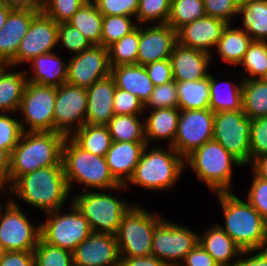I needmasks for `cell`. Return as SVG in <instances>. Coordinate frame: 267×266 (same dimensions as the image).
Here are the masks:
<instances>
[{
  "instance_id": "obj_65",
  "label": "cell",
  "mask_w": 267,
  "mask_h": 266,
  "mask_svg": "<svg viewBox=\"0 0 267 266\" xmlns=\"http://www.w3.org/2000/svg\"><path fill=\"white\" fill-rule=\"evenodd\" d=\"M165 266H182V264H165Z\"/></svg>"
},
{
  "instance_id": "obj_15",
  "label": "cell",
  "mask_w": 267,
  "mask_h": 266,
  "mask_svg": "<svg viewBox=\"0 0 267 266\" xmlns=\"http://www.w3.org/2000/svg\"><path fill=\"white\" fill-rule=\"evenodd\" d=\"M86 109L87 89L61 84L54 105V132L70 137L85 124Z\"/></svg>"
},
{
  "instance_id": "obj_6",
  "label": "cell",
  "mask_w": 267,
  "mask_h": 266,
  "mask_svg": "<svg viewBox=\"0 0 267 266\" xmlns=\"http://www.w3.org/2000/svg\"><path fill=\"white\" fill-rule=\"evenodd\" d=\"M184 163L196 173L214 193L230 192L232 165L243 164L225 150L219 142L208 141L184 158Z\"/></svg>"
},
{
  "instance_id": "obj_12",
  "label": "cell",
  "mask_w": 267,
  "mask_h": 266,
  "mask_svg": "<svg viewBox=\"0 0 267 266\" xmlns=\"http://www.w3.org/2000/svg\"><path fill=\"white\" fill-rule=\"evenodd\" d=\"M56 95L57 87L27 82L18 109L25 121H21L23 132H54Z\"/></svg>"
},
{
  "instance_id": "obj_49",
  "label": "cell",
  "mask_w": 267,
  "mask_h": 266,
  "mask_svg": "<svg viewBox=\"0 0 267 266\" xmlns=\"http://www.w3.org/2000/svg\"><path fill=\"white\" fill-rule=\"evenodd\" d=\"M113 107L115 114L118 115H142L144 111V104L132 93L121 90L116 87L114 98H113Z\"/></svg>"
},
{
  "instance_id": "obj_30",
  "label": "cell",
  "mask_w": 267,
  "mask_h": 266,
  "mask_svg": "<svg viewBox=\"0 0 267 266\" xmlns=\"http://www.w3.org/2000/svg\"><path fill=\"white\" fill-rule=\"evenodd\" d=\"M230 26L224 28L216 47L222 61L236 66L243 60L252 39L243 29Z\"/></svg>"
},
{
  "instance_id": "obj_5",
  "label": "cell",
  "mask_w": 267,
  "mask_h": 266,
  "mask_svg": "<svg viewBox=\"0 0 267 266\" xmlns=\"http://www.w3.org/2000/svg\"><path fill=\"white\" fill-rule=\"evenodd\" d=\"M168 151L146 145L133 176L125 185L134 184L145 190H168L179 180L185 165L184 158L171 146Z\"/></svg>"
},
{
  "instance_id": "obj_31",
  "label": "cell",
  "mask_w": 267,
  "mask_h": 266,
  "mask_svg": "<svg viewBox=\"0 0 267 266\" xmlns=\"http://www.w3.org/2000/svg\"><path fill=\"white\" fill-rule=\"evenodd\" d=\"M67 23L77 28L92 45H101L103 14L92 0L86 1Z\"/></svg>"
},
{
  "instance_id": "obj_47",
  "label": "cell",
  "mask_w": 267,
  "mask_h": 266,
  "mask_svg": "<svg viewBox=\"0 0 267 266\" xmlns=\"http://www.w3.org/2000/svg\"><path fill=\"white\" fill-rule=\"evenodd\" d=\"M74 54L89 49L91 42L75 27L67 22L58 23V43Z\"/></svg>"
},
{
  "instance_id": "obj_24",
  "label": "cell",
  "mask_w": 267,
  "mask_h": 266,
  "mask_svg": "<svg viewBox=\"0 0 267 266\" xmlns=\"http://www.w3.org/2000/svg\"><path fill=\"white\" fill-rule=\"evenodd\" d=\"M146 142L112 141L105 155L109 170L120 185H126L133 176Z\"/></svg>"
},
{
  "instance_id": "obj_23",
  "label": "cell",
  "mask_w": 267,
  "mask_h": 266,
  "mask_svg": "<svg viewBox=\"0 0 267 266\" xmlns=\"http://www.w3.org/2000/svg\"><path fill=\"white\" fill-rule=\"evenodd\" d=\"M116 84L111 75L96 81L87 88L85 123L106 126L115 115L113 98Z\"/></svg>"
},
{
  "instance_id": "obj_26",
  "label": "cell",
  "mask_w": 267,
  "mask_h": 266,
  "mask_svg": "<svg viewBox=\"0 0 267 266\" xmlns=\"http://www.w3.org/2000/svg\"><path fill=\"white\" fill-rule=\"evenodd\" d=\"M198 243L214 258L220 266H234L232 257L242 256V249L224 230L215 224L198 236ZM237 255V256H236Z\"/></svg>"
},
{
  "instance_id": "obj_62",
  "label": "cell",
  "mask_w": 267,
  "mask_h": 266,
  "mask_svg": "<svg viewBox=\"0 0 267 266\" xmlns=\"http://www.w3.org/2000/svg\"><path fill=\"white\" fill-rule=\"evenodd\" d=\"M9 65L8 62L0 59V76Z\"/></svg>"
},
{
  "instance_id": "obj_46",
  "label": "cell",
  "mask_w": 267,
  "mask_h": 266,
  "mask_svg": "<svg viewBox=\"0 0 267 266\" xmlns=\"http://www.w3.org/2000/svg\"><path fill=\"white\" fill-rule=\"evenodd\" d=\"M23 134L20 120L7 113H0V149L10 153L18 145Z\"/></svg>"
},
{
  "instance_id": "obj_52",
  "label": "cell",
  "mask_w": 267,
  "mask_h": 266,
  "mask_svg": "<svg viewBox=\"0 0 267 266\" xmlns=\"http://www.w3.org/2000/svg\"><path fill=\"white\" fill-rule=\"evenodd\" d=\"M206 16L214 17L231 24L239 7L233 0H203Z\"/></svg>"
},
{
  "instance_id": "obj_54",
  "label": "cell",
  "mask_w": 267,
  "mask_h": 266,
  "mask_svg": "<svg viewBox=\"0 0 267 266\" xmlns=\"http://www.w3.org/2000/svg\"><path fill=\"white\" fill-rule=\"evenodd\" d=\"M0 266H34L33 251L0 252Z\"/></svg>"
},
{
  "instance_id": "obj_32",
  "label": "cell",
  "mask_w": 267,
  "mask_h": 266,
  "mask_svg": "<svg viewBox=\"0 0 267 266\" xmlns=\"http://www.w3.org/2000/svg\"><path fill=\"white\" fill-rule=\"evenodd\" d=\"M242 28L252 40L267 41V0H251L239 6Z\"/></svg>"
},
{
  "instance_id": "obj_33",
  "label": "cell",
  "mask_w": 267,
  "mask_h": 266,
  "mask_svg": "<svg viewBox=\"0 0 267 266\" xmlns=\"http://www.w3.org/2000/svg\"><path fill=\"white\" fill-rule=\"evenodd\" d=\"M242 80V110L251 120L267 116V78Z\"/></svg>"
},
{
  "instance_id": "obj_28",
  "label": "cell",
  "mask_w": 267,
  "mask_h": 266,
  "mask_svg": "<svg viewBox=\"0 0 267 266\" xmlns=\"http://www.w3.org/2000/svg\"><path fill=\"white\" fill-rule=\"evenodd\" d=\"M29 63L32 65L34 74L27 76L28 82L54 87L67 82L68 63L63 62L56 53L38 55Z\"/></svg>"
},
{
  "instance_id": "obj_8",
  "label": "cell",
  "mask_w": 267,
  "mask_h": 266,
  "mask_svg": "<svg viewBox=\"0 0 267 266\" xmlns=\"http://www.w3.org/2000/svg\"><path fill=\"white\" fill-rule=\"evenodd\" d=\"M71 202L87 219L94 233H109L115 235L123 215L131 208L129 202L97 190L85 191L73 196Z\"/></svg>"
},
{
  "instance_id": "obj_19",
  "label": "cell",
  "mask_w": 267,
  "mask_h": 266,
  "mask_svg": "<svg viewBox=\"0 0 267 266\" xmlns=\"http://www.w3.org/2000/svg\"><path fill=\"white\" fill-rule=\"evenodd\" d=\"M140 25V40L138 45L137 65L170 59L177 43V31L167 23L142 27Z\"/></svg>"
},
{
  "instance_id": "obj_16",
  "label": "cell",
  "mask_w": 267,
  "mask_h": 266,
  "mask_svg": "<svg viewBox=\"0 0 267 266\" xmlns=\"http://www.w3.org/2000/svg\"><path fill=\"white\" fill-rule=\"evenodd\" d=\"M67 84L89 88L93 83L110 75L108 49L92 45L81 53L73 54L68 61Z\"/></svg>"
},
{
  "instance_id": "obj_64",
  "label": "cell",
  "mask_w": 267,
  "mask_h": 266,
  "mask_svg": "<svg viewBox=\"0 0 267 266\" xmlns=\"http://www.w3.org/2000/svg\"><path fill=\"white\" fill-rule=\"evenodd\" d=\"M264 249L267 250V221H266V239Z\"/></svg>"
},
{
  "instance_id": "obj_10",
  "label": "cell",
  "mask_w": 267,
  "mask_h": 266,
  "mask_svg": "<svg viewBox=\"0 0 267 266\" xmlns=\"http://www.w3.org/2000/svg\"><path fill=\"white\" fill-rule=\"evenodd\" d=\"M5 207L2 211L0 204V252L34 251L41 238V225L33 226L13 198Z\"/></svg>"
},
{
  "instance_id": "obj_18",
  "label": "cell",
  "mask_w": 267,
  "mask_h": 266,
  "mask_svg": "<svg viewBox=\"0 0 267 266\" xmlns=\"http://www.w3.org/2000/svg\"><path fill=\"white\" fill-rule=\"evenodd\" d=\"M73 266H119L116 236L92 232L73 251Z\"/></svg>"
},
{
  "instance_id": "obj_63",
  "label": "cell",
  "mask_w": 267,
  "mask_h": 266,
  "mask_svg": "<svg viewBox=\"0 0 267 266\" xmlns=\"http://www.w3.org/2000/svg\"><path fill=\"white\" fill-rule=\"evenodd\" d=\"M233 1L239 7V6H242L243 4L250 2L251 0H233Z\"/></svg>"
},
{
  "instance_id": "obj_1",
  "label": "cell",
  "mask_w": 267,
  "mask_h": 266,
  "mask_svg": "<svg viewBox=\"0 0 267 266\" xmlns=\"http://www.w3.org/2000/svg\"><path fill=\"white\" fill-rule=\"evenodd\" d=\"M66 137L58 132H23L12 150L7 181L1 186L8 190L20 176L38 168L62 164V145Z\"/></svg>"
},
{
  "instance_id": "obj_20",
  "label": "cell",
  "mask_w": 267,
  "mask_h": 266,
  "mask_svg": "<svg viewBox=\"0 0 267 266\" xmlns=\"http://www.w3.org/2000/svg\"><path fill=\"white\" fill-rule=\"evenodd\" d=\"M227 24L210 16L196 19L177 30V42L211 54V49L216 47Z\"/></svg>"
},
{
  "instance_id": "obj_41",
  "label": "cell",
  "mask_w": 267,
  "mask_h": 266,
  "mask_svg": "<svg viewBox=\"0 0 267 266\" xmlns=\"http://www.w3.org/2000/svg\"><path fill=\"white\" fill-rule=\"evenodd\" d=\"M132 17L123 15L103 16L101 45L108 48L138 27Z\"/></svg>"
},
{
  "instance_id": "obj_25",
  "label": "cell",
  "mask_w": 267,
  "mask_h": 266,
  "mask_svg": "<svg viewBox=\"0 0 267 266\" xmlns=\"http://www.w3.org/2000/svg\"><path fill=\"white\" fill-rule=\"evenodd\" d=\"M110 75L117 88L137 96L143 104L147 102L155 87L145 66L142 65L128 64L111 67Z\"/></svg>"
},
{
  "instance_id": "obj_27",
  "label": "cell",
  "mask_w": 267,
  "mask_h": 266,
  "mask_svg": "<svg viewBox=\"0 0 267 266\" xmlns=\"http://www.w3.org/2000/svg\"><path fill=\"white\" fill-rule=\"evenodd\" d=\"M180 116L179 108H161L151 110L149 117L143 116L145 127L146 145L151 140H168V146H172L176 137L178 121Z\"/></svg>"
},
{
  "instance_id": "obj_13",
  "label": "cell",
  "mask_w": 267,
  "mask_h": 266,
  "mask_svg": "<svg viewBox=\"0 0 267 266\" xmlns=\"http://www.w3.org/2000/svg\"><path fill=\"white\" fill-rule=\"evenodd\" d=\"M198 236L187 227L163 219L155 228L151 255L166 264H181L180 261L198 244Z\"/></svg>"
},
{
  "instance_id": "obj_35",
  "label": "cell",
  "mask_w": 267,
  "mask_h": 266,
  "mask_svg": "<svg viewBox=\"0 0 267 266\" xmlns=\"http://www.w3.org/2000/svg\"><path fill=\"white\" fill-rule=\"evenodd\" d=\"M70 138L83 150L105 157L112 143L107 126L84 124Z\"/></svg>"
},
{
  "instance_id": "obj_9",
  "label": "cell",
  "mask_w": 267,
  "mask_h": 266,
  "mask_svg": "<svg viewBox=\"0 0 267 266\" xmlns=\"http://www.w3.org/2000/svg\"><path fill=\"white\" fill-rule=\"evenodd\" d=\"M71 211L62 214L60 210L47 213L41 225V238L48 244L73 251L91 233L87 219L71 202Z\"/></svg>"
},
{
  "instance_id": "obj_59",
  "label": "cell",
  "mask_w": 267,
  "mask_h": 266,
  "mask_svg": "<svg viewBox=\"0 0 267 266\" xmlns=\"http://www.w3.org/2000/svg\"><path fill=\"white\" fill-rule=\"evenodd\" d=\"M253 173L267 180V154L255 158L252 162Z\"/></svg>"
},
{
  "instance_id": "obj_39",
  "label": "cell",
  "mask_w": 267,
  "mask_h": 266,
  "mask_svg": "<svg viewBox=\"0 0 267 266\" xmlns=\"http://www.w3.org/2000/svg\"><path fill=\"white\" fill-rule=\"evenodd\" d=\"M205 16L203 0H171L167 24L177 31L183 25Z\"/></svg>"
},
{
  "instance_id": "obj_22",
  "label": "cell",
  "mask_w": 267,
  "mask_h": 266,
  "mask_svg": "<svg viewBox=\"0 0 267 266\" xmlns=\"http://www.w3.org/2000/svg\"><path fill=\"white\" fill-rule=\"evenodd\" d=\"M212 54L202 50L175 44L170 56L173 79L176 82L201 80L209 75L207 69Z\"/></svg>"
},
{
  "instance_id": "obj_17",
  "label": "cell",
  "mask_w": 267,
  "mask_h": 266,
  "mask_svg": "<svg viewBox=\"0 0 267 266\" xmlns=\"http://www.w3.org/2000/svg\"><path fill=\"white\" fill-rule=\"evenodd\" d=\"M58 44V23L40 11L33 19L29 29L21 40L13 67L29 63L34 57L50 53Z\"/></svg>"
},
{
  "instance_id": "obj_37",
  "label": "cell",
  "mask_w": 267,
  "mask_h": 266,
  "mask_svg": "<svg viewBox=\"0 0 267 266\" xmlns=\"http://www.w3.org/2000/svg\"><path fill=\"white\" fill-rule=\"evenodd\" d=\"M139 116L115 114L106 125L112 141L146 142L144 122H141Z\"/></svg>"
},
{
  "instance_id": "obj_42",
  "label": "cell",
  "mask_w": 267,
  "mask_h": 266,
  "mask_svg": "<svg viewBox=\"0 0 267 266\" xmlns=\"http://www.w3.org/2000/svg\"><path fill=\"white\" fill-rule=\"evenodd\" d=\"M34 266H73L72 252L40 238L34 251Z\"/></svg>"
},
{
  "instance_id": "obj_45",
  "label": "cell",
  "mask_w": 267,
  "mask_h": 266,
  "mask_svg": "<svg viewBox=\"0 0 267 266\" xmlns=\"http://www.w3.org/2000/svg\"><path fill=\"white\" fill-rule=\"evenodd\" d=\"M157 110L161 108H178L177 82L172 80L168 83L155 86L151 96L144 104V108Z\"/></svg>"
},
{
  "instance_id": "obj_61",
  "label": "cell",
  "mask_w": 267,
  "mask_h": 266,
  "mask_svg": "<svg viewBox=\"0 0 267 266\" xmlns=\"http://www.w3.org/2000/svg\"><path fill=\"white\" fill-rule=\"evenodd\" d=\"M12 9H13L12 7L7 6L3 3L0 4V30L3 28L7 18L9 16V13Z\"/></svg>"
},
{
  "instance_id": "obj_4",
  "label": "cell",
  "mask_w": 267,
  "mask_h": 266,
  "mask_svg": "<svg viewBox=\"0 0 267 266\" xmlns=\"http://www.w3.org/2000/svg\"><path fill=\"white\" fill-rule=\"evenodd\" d=\"M223 214L225 226L217 223L225 233L242 249L251 251L264 249L266 239V221L250 205L230 192L216 193Z\"/></svg>"
},
{
  "instance_id": "obj_50",
  "label": "cell",
  "mask_w": 267,
  "mask_h": 266,
  "mask_svg": "<svg viewBox=\"0 0 267 266\" xmlns=\"http://www.w3.org/2000/svg\"><path fill=\"white\" fill-rule=\"evenodd\" d=\"M103 16L123 15L136 18L139 0H92Z\"/></svg>"
},
{
  "instance_id": "obj_14",
  "label": "cell",
  "mask_w": 267,
  "mask_h": 266,
  "mask_svg": "<svg viewBox=\"0 0 267 266\" xmlns=\"http://www.w3.org/2000/svg\"><path fill=\"white\" fill-rule=\"evenodd\" d=\"M214 112L211 109L180 110L178 128L171 146L183 158L213 138Z\"/></svg>"
},
{
  "instance_id": "obj_55",
  "label": "cell",
  "mask_w": 267,
  "mask_h": 266,
  "mask_svg": "<svg viewBox=\"0 0 267 266\" xmlns=\"http://www.w3.org/2000/svg\"><path fill=\"white\" fill-rule=\"evenodd\" d=\"M182 266H220L214 258L198 243L184 258Z\"/></svg>"
},
{
  "instance_id": "obj_51",
  "label": "cell",
  "mask_w": 267,
  "mask_h": 266,
  "mask_svg": "<svg viewBox=\"0 0 267 266\" xmlns=\"http://www.w3.org/2000/svg\"><path fill=\"white\" fill-rule=\"evenodd\" d=\"M246 196L250 205L267 221V180L254 173Z\"/></svg>"
},
{
  "instance_id": "obj_48",
  "label": "cell",
  "mask_w": 267,
  "mask_h": 266,
  "mask_svg": "<svg viewBox=\"0 0 267 266\" xmlns=\"http://www.w3.org/2000/svg\"><path fill=\"white\" fill-rule=\"evenodd\" d=\"M267 154V116L252 120L250 132V164L261 156Z\"/></svg>"
},
{
  "instance_id": "obj_21",
  "label": "cell",
  "mask_w": 267,
  "mask_h": 266,
  "mask_svg": "<svg viewBox=\"0 0 267 266\" xmlns=\"http://www.w3.org/2000/svg\"><path fill=\"white\" fill-rule=\"evenodd\" d=\"M40 8H14L0 30V59L9 64L15 59L21 40Z\"/></svg>"
},
{
  "instance_id": "obj_56",
  "label": "cell",
  "mask_w": 267,
  "mask_h": 266,
  "mask_svg": "<svg viewBox=\"0 0 267 266\" xmlns=\"http://www.w3.org/2000/svg\"><path fill=\"white\" fill-rule=\"evenodd\" d=\"M256 253L255 255H250ZM243 255L247 258L237 260L234 266H267V250H251L243 251Z\"/></svg>"
},
{
  "instance_id": "obj_43",
  "label": "cell",
  "mask_w": 267,
  "mask_h": 266,
  "mask_svg": "<svg viewBox=\"0 0 267 266\" xmlns=\"http://www.w3.org/2000/svg\"><path fill=\"white\" fill-rule=\"evenodd\" d=\"M171 10V0H139V7L136 14V23H167Z\"/></svg>"
},
{
  "instance_id": "obj_34",
  "label": "cell",
  "mask_w": 267,
  "mask_h": 266,
  "mask_svg": "<svg viewBox=\"0 0 267 266\" xmlns=\"http://www.w3.org/2000/svg\"><path fill=\"white\" fill-rule=\"evenodd\" d=\"M210 74L195 81L177 82L180 110L210 109Z\"/></svg>"
},
{
  "instance_id": "obj_7",
  "label": "cell",
  "mask_w": 267,
  "mask_h": 266,
  "mask_svg": "<svg viewBox=\"0 0 267 266\" xmlns=\"http://www.w3.org/2000/svg\"><path fill=\"white\" fill-rule=\"evenodd\" d=\"M162 220L158 213L153 214L132 204L115 234L120 257L151 255L155 228Z\"/></svg>"
},
{
  "instance_id": "obj_3",
  "label": "cell",
  "mask_w": 267,
  "mask_h": 266,
  "mask_svg": "<svg viewBox=\"0 0 267 266\" xmlns=\"http://www.w3.org/2000/svg\"><path fill=\"white\" fill-rule=\"evenodd\" d=\"M61 161L70 192L75 182L85 185L86 191L92 188L106 191L127 189L114 179L105 157L83 150L70 137L64 139Z\"/></svg>"
},
{
  "instance_id": "obj_40",
  "label": "cell",
  "mask_w": 267,
  "mask_h": 266,
  "mask_svg": "<svg viewBox=\"0 0 267 266\" xmlns=\"http://www.w3.org/2000/svg\"><path fill=\"white\" fill-rule=\"evenodd\" d=\"M239 65L252 76L242 75L243 79L267 78V41L252 40Z\"/></svg>"
},
{
  "instance_id": "obj_29",
  "label": "cell",
  "mask_w": 267,
  "mask_h": 266,
  "mask_svg": "<svg viewBox=\"0 0 267 266\" xmlns=\"http://www.w3.org/2000/svg\"><path fill=\"white\" fill-rule=\"evenodd\" d=\"M12 67L9 65L0 76V113H17L28 82L27 70L17 72Z\"/></svg>"
},
{
  "instance_id": "obj_2",
  "label": "cell",
  "mask_w": 267,
  "mask_h": 266,
  "mask_svg": "<svg viewBox=\"0 0 267 266\" xmlns=\"http://www.w3.org/2000/svg\"><path fill=\"white\" fill-rule=\"evenodd\" d=\"M8 189L11 195L46 213L64 209L70 196L63 165L38 168L20 176Z\"/></svg>"
},
{
  "instance_id": "obj_44",
  "label": "cell",
  "mask_w": 267,
  "mask_h": 266,
  "mask_svg": "<svg viewBox=\"0 0 267 266\" xmlns=\"http://www.w3.org/2000/svg\"><path fill=\"white\" fill-rule=\"evenodd\" d=\"M88 0H41L40 10L57 23L67 22Z\"/></svg>"
},
{
  "instance_id": "obj_36",
  "label": "cell",
  "mask_w": 267,
  "mask_h": 266,
  "mask_svg": "<svg viewBox=\"0 0 267 266\" xmlns=\"http://www.w3.org/2000/svg\"><path fill=\"white\" fill-rule=\"evenodd\" d=\"M226 82L227 90L221 87L213 75L210 74V109L216 112L238 111L242 110V82L240 84H231ZM230 85V86H229ZM222 89V90H221ZM226 92V93H225Z\"/></svg>"
},
{
  "instance_id": "obj_11",
  "label": "cell",
  "mask_w": 267,
  "mask_h": 266,
  "mask_svg": "<svg viewBox=\"0 0 267 266\" xmlns=\"http://www.w3.org/2000/svg\"><path fill=\"white\" fill-rule=\"evenodd\" d=\"M251 124L243 110L214 113L212 140L219 142L243 166L250 163Z\"/></svg>"
},
{
  "instance_id": "obj_57",
  "label": "cell",
  "mask_w": 267,
  "mask_h": 266,
  "mask_svg": "<svg viewBox=\"0 0 267 266\" xmlns=\"http://www.w3.org/2000/svg\"><path fill=\"white\" fill-rule=\"evenodd\" d=\"M166 263L154 255L140 257H120L119 266H165Z\"/></svg>"
},
{
  "instance_id": "obj_38",
  "label": "cell",
  "mask_w": 267,
  "mask_h": 266,
  "mask_svg": "<svg viewBox=\"0 0 267 266\" xmlns=\"http://www.w3.org/2000/svg\"><path fill=\"white\" fill-rule=\"evenodd\" d=\"M140 40V25L128 35L110 45L108 49L110 67L136 64Z\"/></svg>"
},
{
  "instance_id": "obj_60",
  "label": "cell",
  "mask_w": 267,
  "mask_h": 266,
  "mask_svg": "<svg viewBox=\"0 0 267 266\" xmlns=\"http://www.w3.org/2000/svg\"><path fill=\"white\" fill-rule=\"evenodd\" d=\"M7 6L14 8H41V0H1Z\"/></svg>"
},
{
  "instance_id": "obj_53",
  "label": "cell",
  "mask_w": 267,
  "mask_h": 266,
  "mask_svg": "<svg viewBox=\"0 0 267 266\" xmlns=\"http://www.w3.org/2000/svg\"><path fill=\"white\" fill-rule=\"evenodd\" d=\"M145 68L155 86L174 80L170 59H162L149 63L145 65Z\"/></svg>"
},
{
  "instance_id": "obj_58",
  "label": "cell",
  "mask_w": 267,
  "mask_h": 266,
  "mask_svg": "<svg viewBox=\"0 0 267 266\" xmlns=\"http://www.w3.org/2000/svg\"><path fill=\"white\" fill-rule=\"evenodd\" d=\"M11 153L8 150L0 149V186L8 179L10 170Z\"/></svg>"
}]
</instances>
